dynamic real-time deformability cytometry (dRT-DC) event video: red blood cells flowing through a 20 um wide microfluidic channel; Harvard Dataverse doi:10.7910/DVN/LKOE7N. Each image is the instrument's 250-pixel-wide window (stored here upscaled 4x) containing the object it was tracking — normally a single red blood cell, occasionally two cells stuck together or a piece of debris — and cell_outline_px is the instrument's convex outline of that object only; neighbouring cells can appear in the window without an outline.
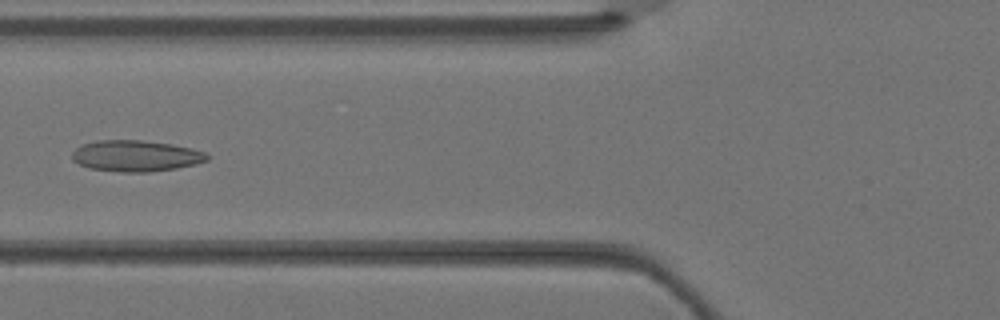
{"species": "Egyptian fruit bat (a non-hibernating species)", "species_latin": "Rousettus aegyptiacus", "temperature_condition": "warm", "stored_images_in_passage": 5, "camera_frame_rate_fps": 3000, "um_per_image_px": 0.085, "animal": {"sex": "female"}, "frame": {"image": 1, "passage_image": 5, "time_ms": 1.333, "image_size_px": [1000, 320], "cell_outline_px": [[208, 160], [196, 164], [176, 168], [148, 172], [124, 172], [88, 168], [72, 160], [72, 152], [76, 148], [84, 144], [96, 140], [140, 140], [172, 144], [192, 148], [204, 152], [208, 156]], "centroid_in_image_um": [11.54, 13.25], "position_along_channel_um": 114.3, "area_um2": 24.45}}